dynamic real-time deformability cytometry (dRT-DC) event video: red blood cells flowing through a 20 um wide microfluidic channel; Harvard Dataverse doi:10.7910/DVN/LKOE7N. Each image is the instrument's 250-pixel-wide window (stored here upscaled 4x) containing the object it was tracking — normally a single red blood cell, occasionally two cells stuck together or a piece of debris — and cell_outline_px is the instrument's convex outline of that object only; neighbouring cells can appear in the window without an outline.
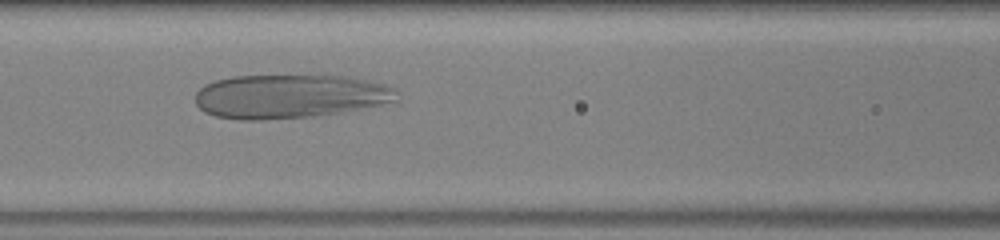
{"species": "human", "species_latin": "Homo sapiens", "temperature_condition": "warm", "stored_images_in_passage": 45, "camera_frame_rate_fps": 3000, "um_per_image_px": 0.085, "donor": {"sex": "male"}, "frame": {"image": 1, "passage_image": 17, "time_ms": 5.333, "image_size_px": [1000, 240], "cell_outline_px": [[400, 100], [340, 112], [312, 116], [260, 120], [240, 120], [216, 116], [204, 112], [196, 104], [196, 92], [204, 84], [216, 80], [232, 76], [348, 76], [388, 84], [396, 88]], "centroid_in_image_um": [24.64, 8.18], "position_along_channel_um": 142.0, "area_um2": 51.56}}
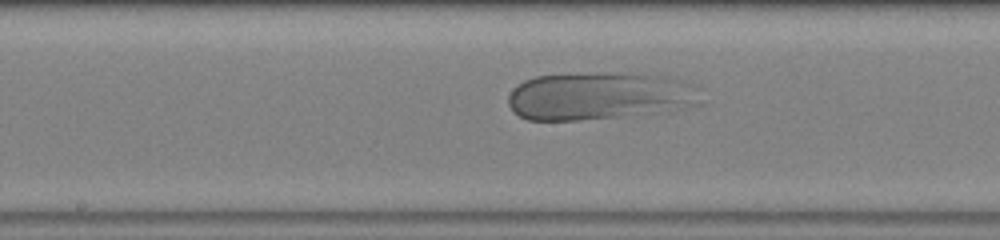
{"frame": {"image": 2, "passage_image": 21, "time_ms": 6.667, "image_size_px": [1000, 240], "cell_outline_px": [[704, 104], [688, 108], [668, 112], [576, 120], [528, 120], [512, 112], [508, 104], [508, 96], [512, 88], [516, 84], [524, 80], [536, 76], [656, 76], [684, 80], [700, 84]], "centroid_in_image_um": [51.05, 8.23], "position_along_channel_um": 197.1, "area_um2": 52.89}}
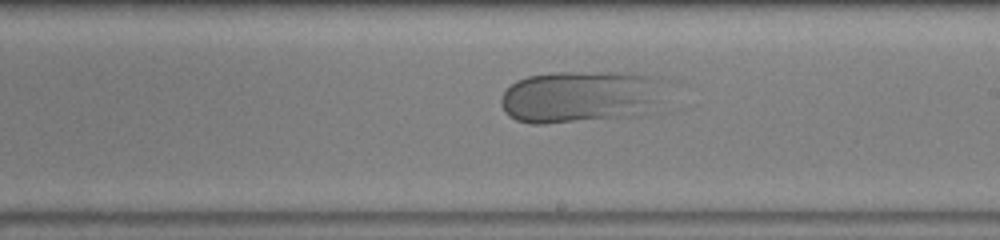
{"frame": {"image": 3, "passage_image": 24, "time_ms": 7.667, "image_size_px": [1000, 240], "cell_outline_px": [[668, 112], [640, 116], [544, 124], [532, 124], [516, 120], [508, 116], [504, 112], [500, 104], [500, 100], [504, 92], [516, 80], [528, 76], [556, 72], [612, 72], [652, 76], [660, 80]], "centroid_in_image_um": [49.51, 8.26], "position_along_channel_um": 239.5, "area_um2": 51.85}}